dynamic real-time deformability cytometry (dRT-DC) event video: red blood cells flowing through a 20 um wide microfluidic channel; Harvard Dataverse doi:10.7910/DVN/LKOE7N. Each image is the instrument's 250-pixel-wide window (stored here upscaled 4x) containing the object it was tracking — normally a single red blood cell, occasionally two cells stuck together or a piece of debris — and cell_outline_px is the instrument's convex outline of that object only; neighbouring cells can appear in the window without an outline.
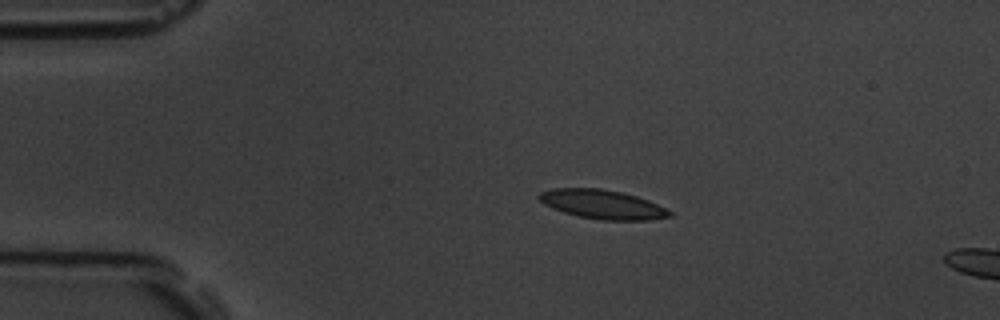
{"species": "common noctule bat (a hibernating species)", "species_latin": "Nyctalus noctula", "temperature_condition": "room temperature", "stored_images_in_passage": 4, "camera_frame_rate_fps": 3000, "um_per_image_px": 0.085, "animal": {"sex": "male", "body_mass_g": 19.5, "forearm_length_mm": 54.6}, "frame": {"image": 1, "passage_image": 3, "time_ms": 2.333, "image_size_px": [1000, 320], "cell_outline_px": [[672, 216], [648, 220], [600, 220], [580, 216], [564, 212], [552, 208], [544, 204], [536, 196], [540, 192], [552, 188], [600, 188], [620, 192], [636, 196], [648, 200], [672, 212]], "centroid_in_image_um": [51.17, 17.37], "position_along_channel_um": 33.8, "area_um2": 21.96}}